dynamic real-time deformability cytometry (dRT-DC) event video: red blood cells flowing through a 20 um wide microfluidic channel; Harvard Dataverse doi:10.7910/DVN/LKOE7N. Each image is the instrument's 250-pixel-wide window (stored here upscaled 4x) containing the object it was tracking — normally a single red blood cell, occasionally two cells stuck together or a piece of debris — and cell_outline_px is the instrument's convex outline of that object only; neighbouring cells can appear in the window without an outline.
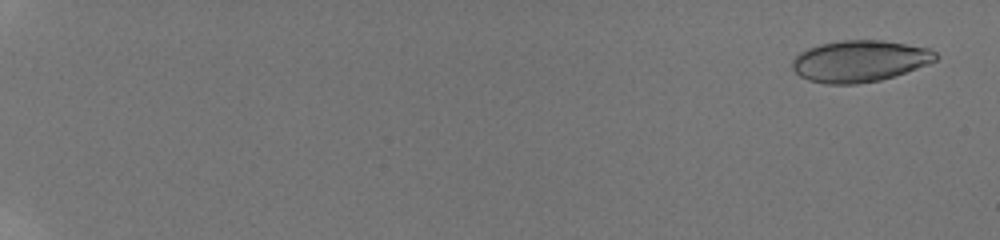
{"species": "human", "species_latin": "Homo sapiens", "temperature_condition": "room temperature", "stored_images_in_passage": 63, "camera_frame_rate_fps": 3000, "um_per_image_px": 0.085, "donor": {"sex": "male"}, "frame": {"image": 1, "passage_image": 4, "time_ms": 0.667, "image_size_px": [1000, 240], "cell_outline_px": [[940, 56], [936, 60], [928, 64], [880, 80], [856, 84], [824, 84], [808, 80], [800, 76], [792, 68], [792, 60], [800, 52], [808, 48], [820, 44], [844, 40], [884, 40], [928, 48], [936, 52]], "centroid_in_image_um": [73.06, 5.19], "position_along_channel_um": 11.9, "area_um2": 34.62}}
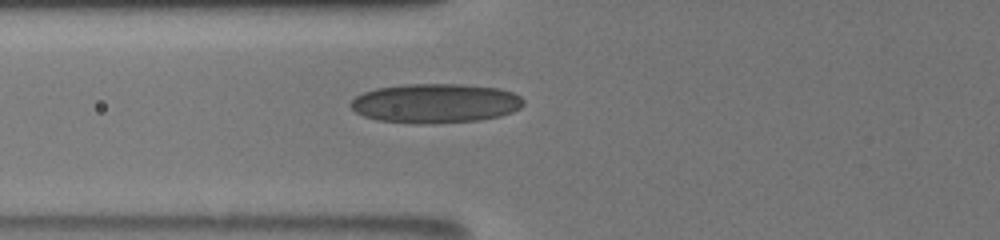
{"frame": {"image": 2, "passage_image": 28, "time_ms": 8.667, "image_size_px": [1000, 240], "cell_outline_px": [[524, 104], [520, 108], [512, 112], [500, 116], [480, 120], [424, 124], [412, 124], [376, 120], [364, 116], [356, 112], [348, 104], [356, 96], [364, 92], [376, 88], [404, 84], [464, 84], [500, 88], [512, 92], [520, 96], [524, 100]], "centroid_in_image_um": [37.01, 8.78], "position_along_channel_um": 88.8, "area_um2": 40.0}}
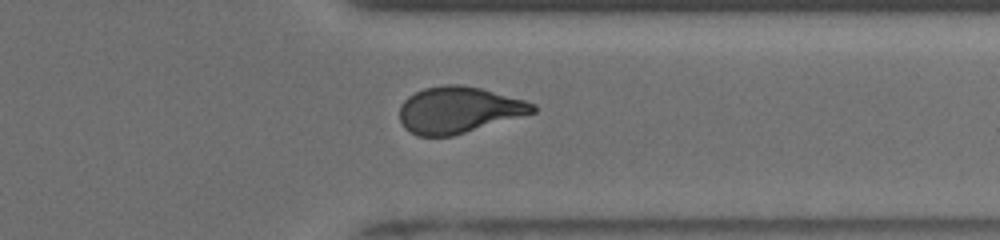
{"frame": {"image": 3, "passage_image": 54, "time_ms": 16.0, "image_size_px": [1000, 240], "cell_outline_px": [[536, 112], [452, 136], [416, 136], [404, 128], [400, 120], [400, 104], [408, 96], [424, 88], [448, 84], [460, 84], [480, 88], [524, 100], [536, 104]], "centroid_in_image_um": [38.96, 9.34], "position_along_channel_um": 372.4, "area_um2": 35.89}, "authors_computed_cell_mechanics": {"area_um2": 36.2984, "velocity_mm_per_s": 3.8683, "shape_relaxation_time_tau1_ms": null, "shape_relaxation_time_tau2_ms": 1.3945, "deformation_change_tau1": null, "deformation_change_tau2": 0.0955}}